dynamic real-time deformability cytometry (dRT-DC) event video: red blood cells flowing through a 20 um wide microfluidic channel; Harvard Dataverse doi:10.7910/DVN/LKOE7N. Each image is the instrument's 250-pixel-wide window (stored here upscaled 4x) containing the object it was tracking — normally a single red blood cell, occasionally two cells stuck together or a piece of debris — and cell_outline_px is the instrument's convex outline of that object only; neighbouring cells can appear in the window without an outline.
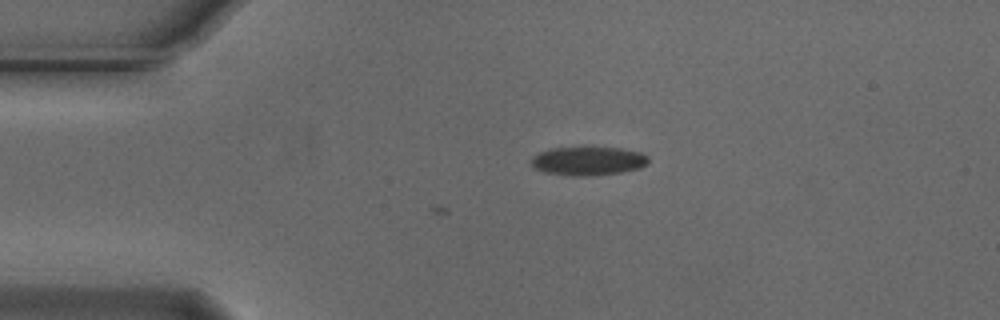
{"species": "Egyptian fruit bat (a non-hibernating species)", "species_latin": "Rousettus aegyptiacus", "temperature_condition": "cold", "stored_images_in_passage": 4, "camera_frame_rate_fps": 3000, "um_per_image_px": 0.085, "animal": {"sex": "male"}, "frame": {"image": 1, "passage_image": 4, "time_ms": 1.0, "image_size_px": [1000, 320], "cell_outline_px": [[648, 164], [640, 168], [620, 172], [596, 176], [572, 176], [544, 172], [532, 168], [532, 156], [540, 152], [552, 148], [620, 148], [640, 152], [648, 156]], "centroid_in_image_um": [49.99, 13.7], "position_along_channel_um": 35.0, "area_um2": 19.59}}